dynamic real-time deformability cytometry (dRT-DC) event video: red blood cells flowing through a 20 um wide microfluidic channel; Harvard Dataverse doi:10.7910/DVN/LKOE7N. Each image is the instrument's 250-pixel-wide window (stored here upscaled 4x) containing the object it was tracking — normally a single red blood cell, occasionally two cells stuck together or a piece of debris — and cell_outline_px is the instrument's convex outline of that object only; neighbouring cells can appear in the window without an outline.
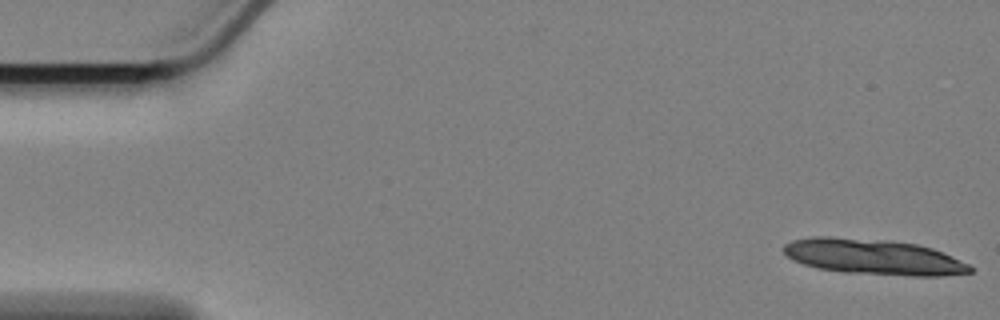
{"species": "Egyptian fruit bat (a non-hibernating species)", "species_latin": "Rousettus aegyptiacus", "temperature_condition": "cold", "stored_images_in_passage": 15, "camera_frame_rate_fps": 3000, "um_per_image_px": 0.085, "animal": {"sex": "female"}, "frame": {"image": 1, "passage_image": 1, "time_ms": 0.0, "image_size_px": [1000, 320], "cell_outline_px": [[972, 272], [940, 276], [912, 276], [844, 272], [816, 268], [792, 260], [784, 252], [784, 244], [792, 240], [812, 236], [832, 236], [916, 244], [932, 248], [968, 264], [972, 268]], "centroid_in_image_um": [74.19, 21.84], "position_along_channel_um": 10.8, "area_um2": 38.15}}